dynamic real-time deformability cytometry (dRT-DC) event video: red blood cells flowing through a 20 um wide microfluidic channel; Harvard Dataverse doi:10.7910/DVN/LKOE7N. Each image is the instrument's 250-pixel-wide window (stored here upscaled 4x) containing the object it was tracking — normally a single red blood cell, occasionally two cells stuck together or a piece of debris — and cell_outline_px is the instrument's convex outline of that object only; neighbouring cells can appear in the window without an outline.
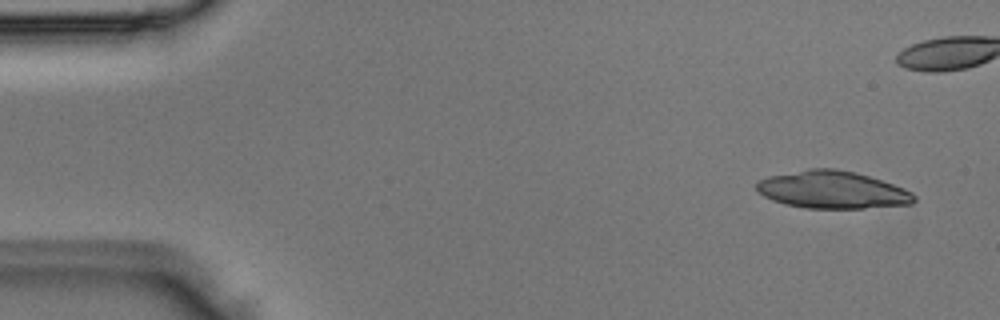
{"species": "Egyptian fruit bat (a non-hibernating species)", "species_latin": "Rousettus aegyptiacus", "temperature_condition": "room temperature", "stored_images_in_passage": 3, "camera_frame_rate_fps": 3000, "um_per_image_px": 0.085, "animal": {"sex": "male"}, "frame": {"image": 1, "passage_image": 3, "time_ms": 0.667, "image_size_px": [1000, 320], "cell_outline_px": [[916, 200], [912, 204], [864, 208], [808, 208], [784, 204], [772, 200], [756, 192], [756, 180], [768, 176], [808, 168], [832, 168], [852, 172], [868, 176], [904, 188], [912, 192], [916, 196]], "centroid_in_image_um": [70.71, 16.13], "position_along_channel_um": 14.3, "area_um2": 34.45}}